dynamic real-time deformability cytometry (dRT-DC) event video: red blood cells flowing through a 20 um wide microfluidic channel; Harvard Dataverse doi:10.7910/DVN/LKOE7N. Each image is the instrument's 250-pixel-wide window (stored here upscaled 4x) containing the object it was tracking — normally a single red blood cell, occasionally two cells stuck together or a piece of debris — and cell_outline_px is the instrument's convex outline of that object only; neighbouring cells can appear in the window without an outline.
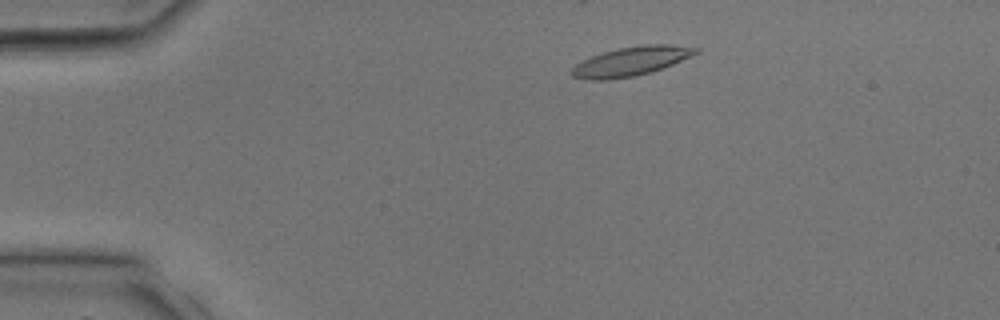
{"species": "common noctule bat (a hibernating species)", "species_latin": "Nyctalus noctula", "temperature_condition": "room temperature", "stored_images_in_passage": 31, "camera_frame_rate_fps": 3000, "um_per_image_px": 0.085, "animal": {"sex": "male", "body_mass_g": 17.9, "forearm_length_mm": 54.2}, "frame": {"image": 1, "passage_image": 4, "time_ms": 1.0, "image_size_px": [1000, 320], "cell_outline_px": [[700, 52], [672, 64], [652, 72], [636, 76], [608, 80], [584, 80], [572, 76], [568, 72], [576, 64], [592, 56], [604, 52], [620, 48], [644, 44], [668, 44], [700, 48]], "centroid_in_image_um": [53.62, 5.22], "position_along_channel_um": 31.4, "area_um2": 21.1}}
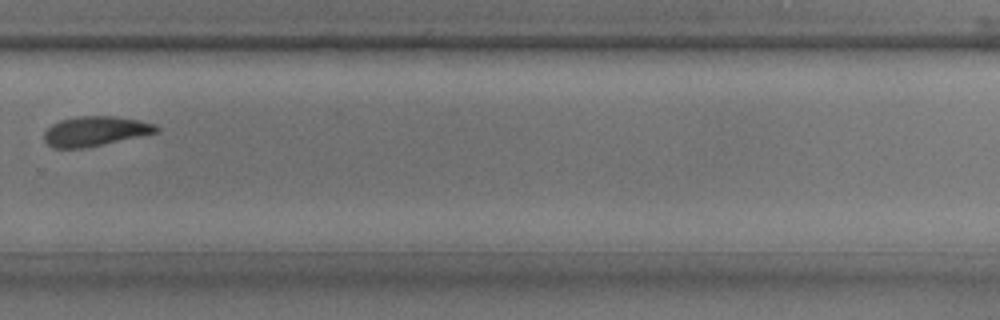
{"frame": {"image": 2, "passage_image": 21, "time_ms": 6.667, "image_size_px": [1000, 320], "cell_outline_px": [[160, 132], [84, 148], [52, 148], [44, 140], [44, 132], [52, 124], [60, 120], [76, 116], [112, 116], [136, 120], [156, 124], [160, 128]], "centroid_in_image_um": [8.09, 11.15], "position_along_channel_um": 321.7, "area_um2": 19.42}}
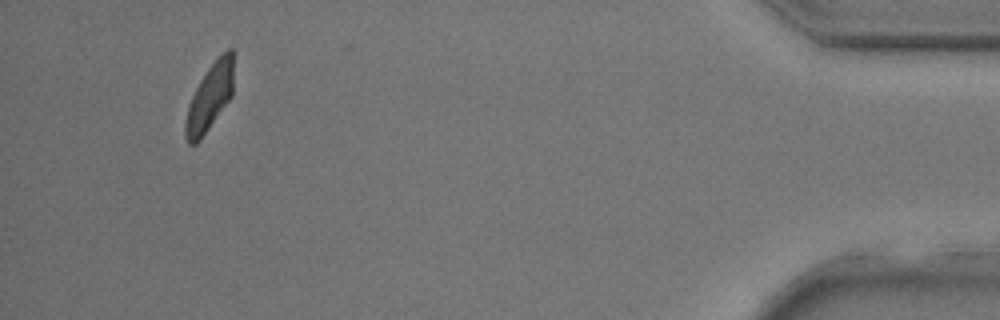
{"frame": {"image": 3, "passage_image": 29, "time_ms": 9.333, "image_size_px": [1000, 320], "cell_outline_px": [[232, 96], [200, 140], [196, 144], [188, 144], [184, 136], [184, 124], [188, 104], [200, 80], [208, 68], [228, 48], [232, 48]], "centroid_in_image_um": [17.78, 8.33], "position_along_channel_um": 417.4, "area_um2": 18.44}}